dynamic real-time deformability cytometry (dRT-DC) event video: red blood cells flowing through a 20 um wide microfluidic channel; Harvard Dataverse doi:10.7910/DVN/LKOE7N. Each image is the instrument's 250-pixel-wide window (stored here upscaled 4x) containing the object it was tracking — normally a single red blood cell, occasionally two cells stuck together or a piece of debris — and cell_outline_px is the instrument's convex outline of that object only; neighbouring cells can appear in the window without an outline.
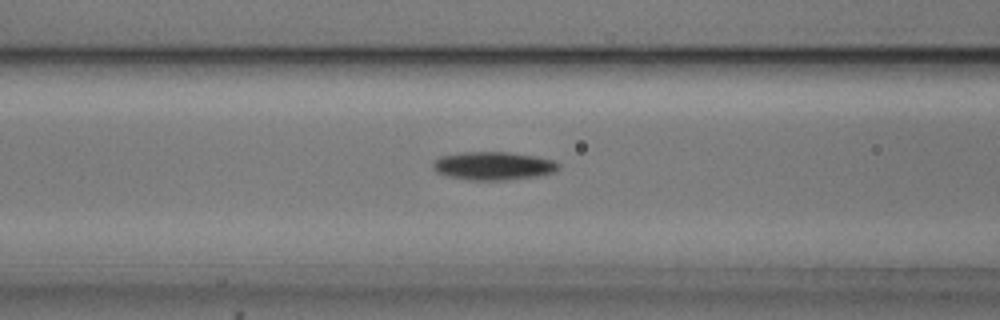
{"species": "common noctule bat (a hibernating species)", "species_latin": "Nyctalus noctula", "temperature_condition": "cold", "stored_images_in_passage": 54, "camera_frame_rate_fps": 3000, "um_per_image_px": 0.085, "animal": {"sex": "male", "body_mass_g": 20.5, "forearm_length_mm": 52.5}, "frame": {"image": 1, "passage_image": 22, "time_ms": 7.0, "image_size_px": [1000, 320], "cell_outline_px": [[560, 168], [556, 172], [536, 176], [504, 180], [472, 180], [448, 176], [436, 172], [432, 168], [432, 164], [440, 156], [464, 152], [508, 152], [536, 156], [556, 160], [560, 164]], "centroid_in_image_um": [41.97, 14.09], "position_along_channel_um": 124.6, "area_um2": 20.75}}
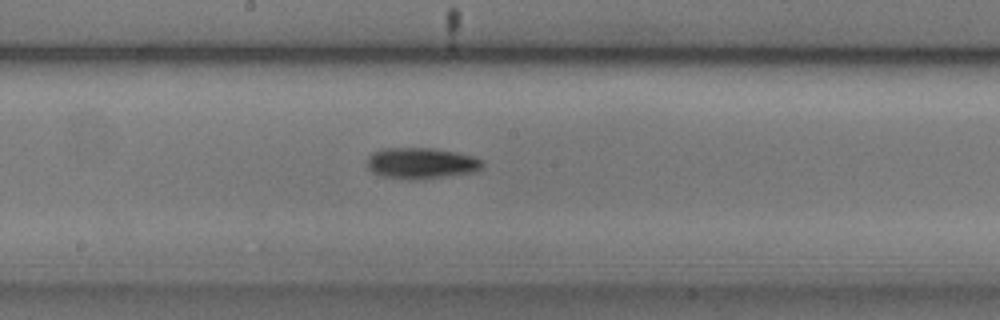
{"frame": {"image": 2, "passage_image": 29, "time_ms": 9.333, "image_size_px": [1000, 320], "cell_outline_px": [[484, 168], [476, 172], [424, 180], [408, 180], [380, 176], [372, 172], [368, 168], [364, 160], [372, 152], [380, 148], [432, 148], [456, 152], [472, 156], [484, 160]], "centroid_in_image_um": [35.79, 13.89], "position_along_channel_um": 212.4, "area_um2": 21.68}}
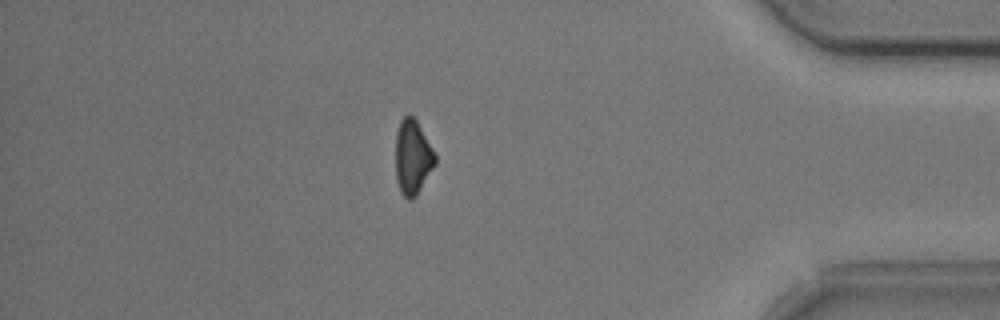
{"frame": {"image": 3, "passage_image": 47, "time_ms": 15.333, "image_size_px": [1000, 320], "cell_outline_px": [[436, 164], [416, 196], [412, 200], [408, 200], [400, 192], [396, 180], [396, 132], [400, 120], [408, 112], [416, 120], [432, 148], [436, 156]], "centroid_in_image_um": [35.06, 13.37], "position_along_channel_um": 400.1, "area_um2": 17.28}, "authors_computed_cell_mechanics": {"area_um2": 18.785, "velocity_mm_per_s": 3.7525, "shape_relaxation_time_tau1_ms": 2.7157, "shape_relaxation_time_tau2_ms": null, "deformation_change_tau1": 0.1261, "deformation_change_tau2": null}}